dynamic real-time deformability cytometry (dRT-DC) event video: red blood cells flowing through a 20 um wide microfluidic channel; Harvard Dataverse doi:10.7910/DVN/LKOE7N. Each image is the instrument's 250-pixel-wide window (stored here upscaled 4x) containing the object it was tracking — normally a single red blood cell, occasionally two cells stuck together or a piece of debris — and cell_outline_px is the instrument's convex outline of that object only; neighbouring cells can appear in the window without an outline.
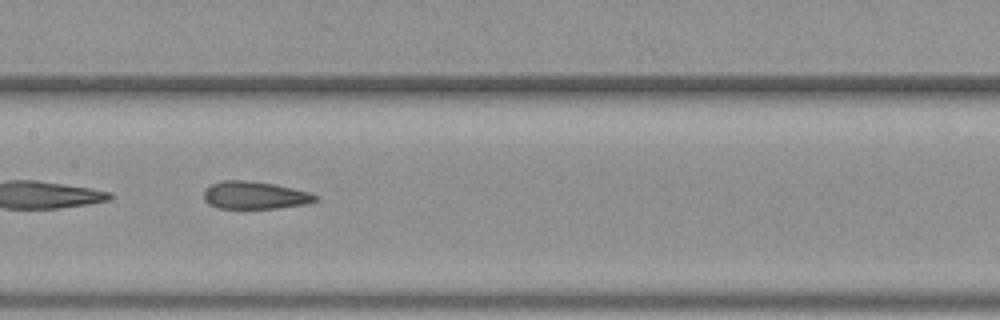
{"species": "common noctule bat (a hibernating species)", "species_latin": "Nyctalus noctula", "temperature_condition": "warm", "stored_images_in_passage": 33, "camera_frame_rate_fps": 3000, "um_per_image_px": 0.085, "animal": {"sex": "female", "body_mass_g": 19.3, "forearm_length_mm": 54.1}, "frame": {"image": 1, "passage_image": 10, "time_ms": 3.0, "image_size_px": [1000, 320], "cell_outline_px": [[320, 200], [308, 204], [280, 208], [220, 208], [208, 204], [204, 200], [204, 192], [212, 184], [220, 180], [244, 180], [272, 184], [292, 188], [308, 192], [320, 196]], "centroid_in_image_um": [21.7, 16.61], "position_along_channel_um": 185.7, "area_um2": 17.98}}
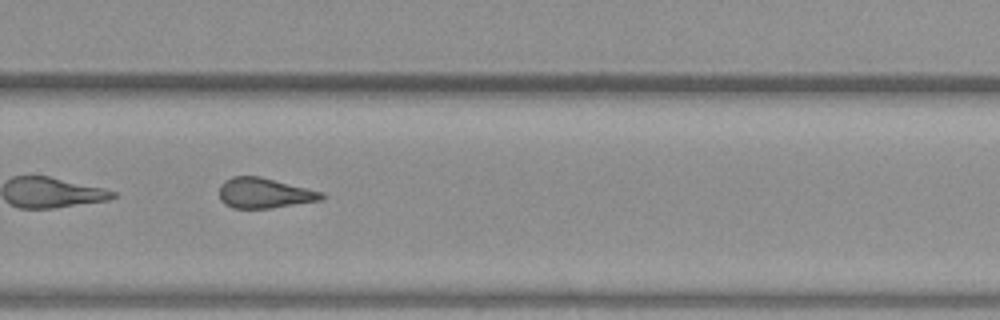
{"frame": {"image": 2, "passage_image": 19, "time_ms": 6.0, "image_size_px": [1000, 320], "cell_outline_px": [[324, 200], [272, 208], [232, 208], [224, 204], [220, 200], [220, 184], [224, 180], [232, 176], [260, 176], [324, 192]], "centroid_in_image_um": [22.48, 16.41], "position_along_channel_um": 307.3, "area_um2": 18.26}, "authors_computed_cell_mechanics": {"area_um2": 18.0914, "velocity_mm_per_s": 4.0742, "shape_relaxation_time_tau1_ms": null, "shape_relaxation_time_tau2_ms": 3.4149, "deformation_change_tau1": null, "deformation_change_tau2": 0.1588}}